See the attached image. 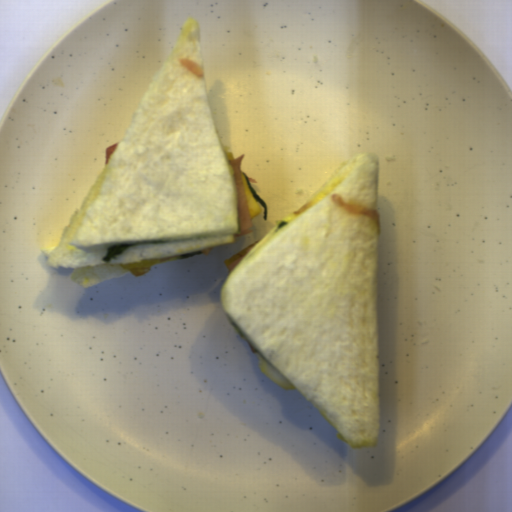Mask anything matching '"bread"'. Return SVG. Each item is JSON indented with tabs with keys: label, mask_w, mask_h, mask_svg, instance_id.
<instances>
[{
	"label": "bread",
	"mask_w": 512,
	"mask_h": 512,
	"mask_svg": "<svg viewBox=\"0 0 512 512\" xmlns=\"http://www.w3.org/2000/svg\"><path fill=\"white\" fill-rule=\"evenodd\" d=\"M378 174V155L349 158L306 203L345 179L256 243L220 293L255 351L353 448L380 436Z\"/></svg>",
	"instance_id": "obj_1"
},
{
	"label": "bread",
	"mask_w": 512,
	"mask_h": 512,
	"mask_svg": "<svg viewBox=\"0 0 512 512\" xmlns=\"http://www.w3.org/2000/svg\"><path fill=\"white\" fill-rule=\"evenodd\" d=\"M203 72L200 24L186 18L178 41L149 82L133 118L67 230L41 247L48 267L72 269L80 286L129 271L119 264L159 260L233 244L241 233L234 181L216 128ZM134 244L102 261L108 246Z\"/></svg>",
	"instance_id": "obj_2"
}]
</instances>
